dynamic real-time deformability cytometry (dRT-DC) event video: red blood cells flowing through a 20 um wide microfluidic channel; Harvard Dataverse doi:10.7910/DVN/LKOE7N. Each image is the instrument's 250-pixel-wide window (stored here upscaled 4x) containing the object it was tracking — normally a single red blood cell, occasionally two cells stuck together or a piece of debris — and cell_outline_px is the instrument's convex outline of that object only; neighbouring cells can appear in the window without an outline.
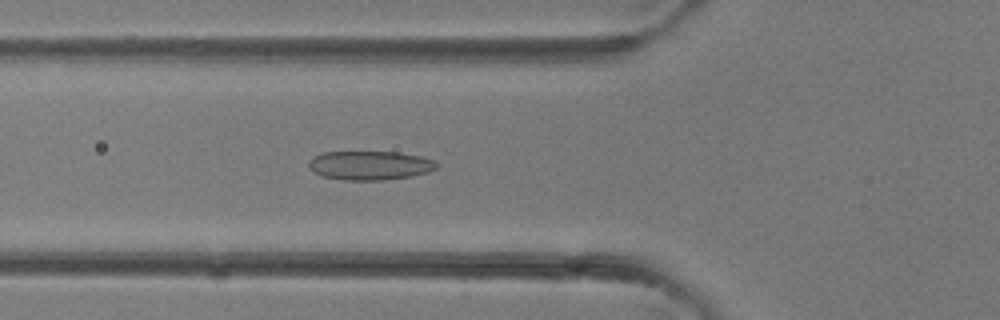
{"species": "common noctule bat (a hibernating species)", "species_latin": "Nyctalus noctula", "temperature_condition": "room temperature", "stored_images_in_passage": 40, "camera_frame_rate_fps": 3000, "um_per_image_px": 0.085, "animal": {"sex": "female"}, "frame": {"image": 1, "passage_image": 14, "time_ms": 4.333, "image_size_px": [1000, 320], "cell_outline_px": [[440, 164], [436, 168], [428, 172], [412, 176], [384, 180], [344, 180], [324, 176], [308, 168], [308, 160], [312, 156], [324, 152], [400, 152], [424, 156], [436, 160]], "centroid_in_image_um": [31.49, 14.05], "position_along_channel_um": 94.3, "area_um2": 21.91}}
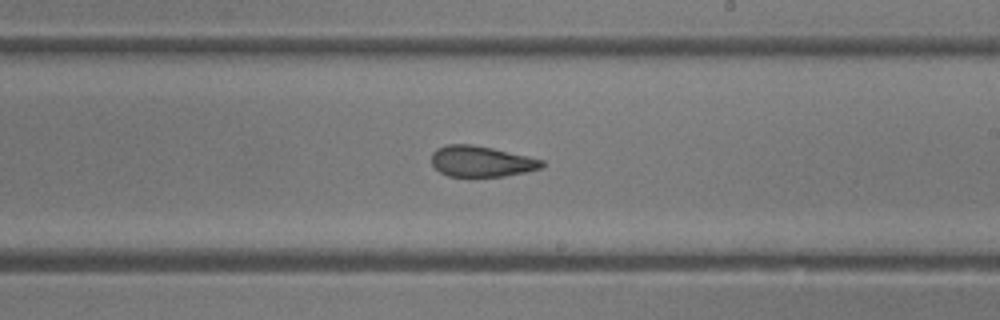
{"frame": {"image": 2, "passage_image": 23, "time_ms": 7.333, "image_size_px": [1000, 320], "cell_outline_px": [[544, 164], [540, 168], [524, 172], [504, 176], [448, 176], [440, 172], [432, 164], [432, 152], [436, 148], [448, 144], [472, 144], [492, 148], [528, 156], [544, 160]], "centroid_in_image_um": [40.89, 13.71], "position_along_channel_um": 248.1, "area_um2": 19.71}}
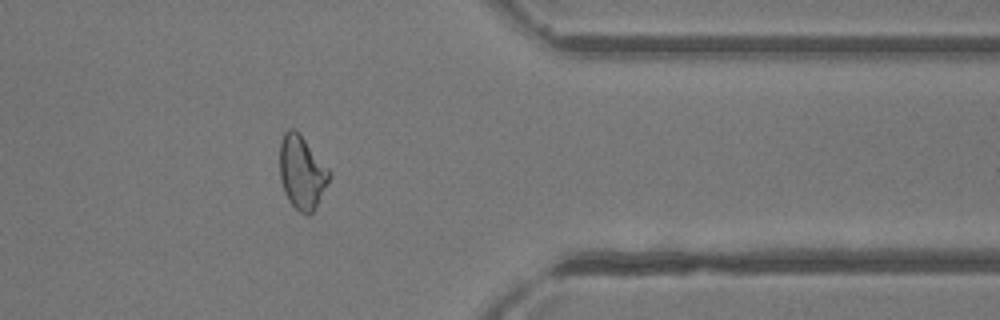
{"frame": {"image": 3, "passage_image": 32, "time_ms": 10.333, "image_size_px": [1000, 320], "cell_outline_px": [[332, 176], [312, 212], [308, 216], [300, 212], [288, 200], [284, 192], [280, 180], [280, 140], [284, 132], [288, 128], [292, 128], [300, 132], [332, 172]], "centroid_in_image_um": [25.66, 14.61], "position_along_channel_um": 385.7, "area_um2": 21.44}}